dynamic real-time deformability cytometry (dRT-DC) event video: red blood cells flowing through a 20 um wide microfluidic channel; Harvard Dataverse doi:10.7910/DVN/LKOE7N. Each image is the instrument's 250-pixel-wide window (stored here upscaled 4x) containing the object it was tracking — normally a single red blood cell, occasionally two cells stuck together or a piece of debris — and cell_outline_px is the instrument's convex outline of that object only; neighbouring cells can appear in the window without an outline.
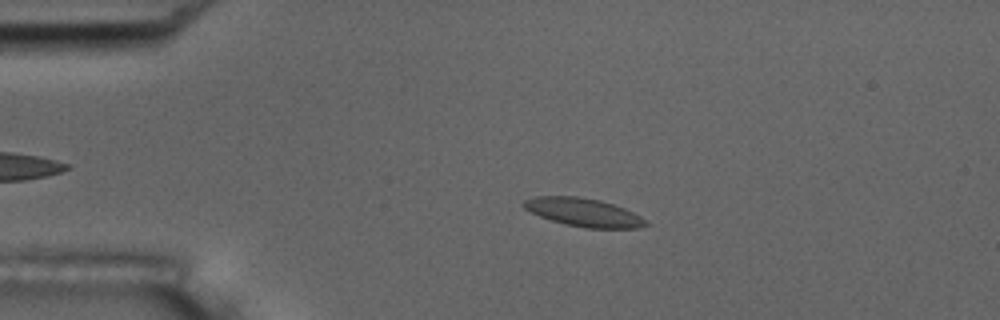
{"species": "common noctule bat (a hibernating species)", "species_latin": "Nyctalus noctula", "temperature_condition": "room temperature", "stored_images_in_passage": 54, "camera_frame_rate_fps": 3000, "um_per_image_px": 0.085, "animal": {"sex": "male", "body_mass_g": 17.5, "forearm_length_mm": 52.3}, "frame": {"image": 1, "passage_image": 11, "time_ms": 3.333, "image_size_px": [1000, 320], "cell_outline_px": [[648, 224], [636, 228], [584, 228], [564, 224], [540, 216], [524, 208], [520, 204], [524, 200], [536, 196], [576, 196], [600, 200], [624, 208], [640, 216]], "centroid_in_image_um": [49.55, 18.04], "position_along_channel_um": 35.4, "area_um2": 19.94}}
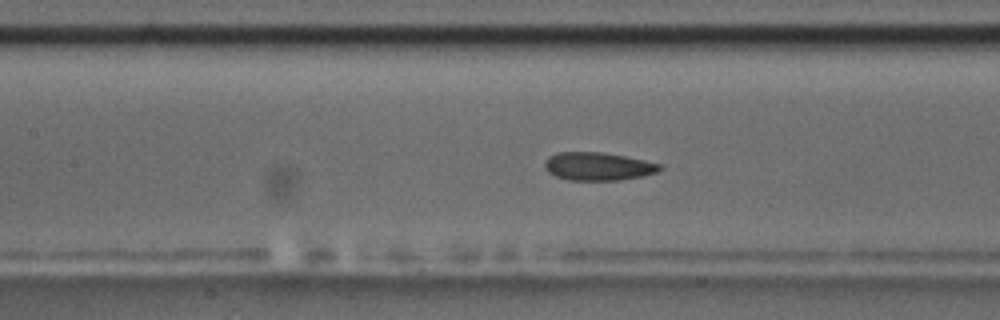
{"frame": {"image": 2, "passage_image": 24, "time_ms": 7.667, "image_size_px": [1000, 320], "cell_outline_px": [[664, 168], [656, 172], [640, 176], [620, 180], [568, 180], [556, 176], [548, 172], [544, 168], [544, 164], [548, 156], [560, 152], [600, 152], [624, 156], [644, 160], [660, 164]], "centroid_in_image_um": [50.81, 14.14], "position_along_channel_um": 156.6, "area_um2": 18.73}}
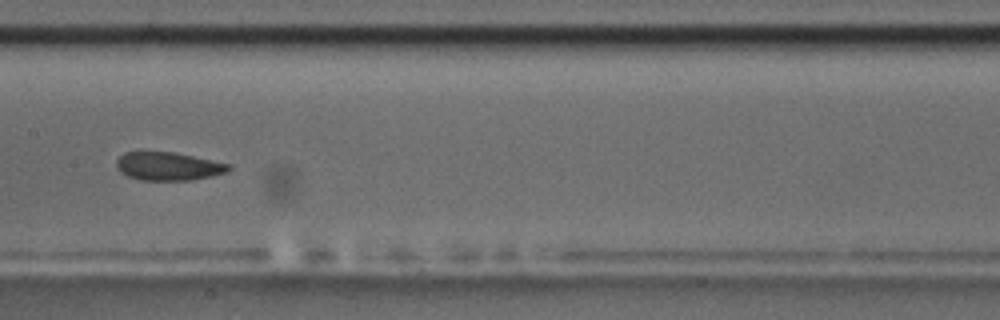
{"frame": {"image": 3, "passage_image": 27, "time_ms": 8.667, "image_size_px": [1000, 320], "cell_outline_px": [[232, 168], [228, 172], [212, 176], [192, 180], [140, 180], [128, 176], [120, 172], [116, 164], [116, 160], [124, 152], [140, 148], [172, 152], [232, 164]], "centroid_in_image_um": [14.26, 14.09], "position_along_channel_um": 193.1, "area_um2": 19.19}, "authors_computed_cell_mechanics": {"area_um2": 19.5653, "velocity_mm_per_s": 3.6985, "shape_relaxation_time_tau1_ms": null, "shape_relaxation_time_tau2_ms": 1.9573, "deformation_change_tau1": null, "deformation_change_tau2": 0.0745}}